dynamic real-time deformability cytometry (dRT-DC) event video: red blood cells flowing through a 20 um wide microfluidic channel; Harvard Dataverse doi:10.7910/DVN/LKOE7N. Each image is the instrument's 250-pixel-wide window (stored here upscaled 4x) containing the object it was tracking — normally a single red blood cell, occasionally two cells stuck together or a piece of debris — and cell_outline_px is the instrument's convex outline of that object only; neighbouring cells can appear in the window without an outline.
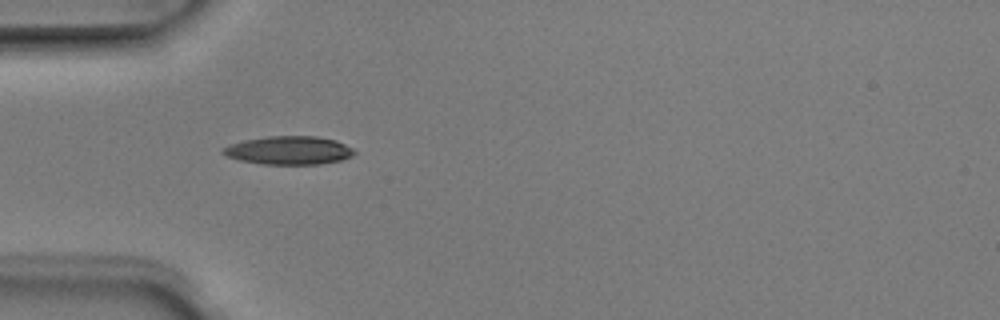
{"species": "Egyptian fruit bat (a non-hibernating species)", "species_latin": "Rousettus aegyptiacus", "temperature_condition": "room temperature", "stored_images_in_passage": 4, "camera_frame_rate_fps": 3000, "um_per_image_px": 0.085, "animal": {"sex": "male"}, "frame": {"image": 1, "passage_image": 3, "time_ms": 0.667, "image_size_px": [1000, 320], "cell_outline_px": [[356, 152], [352, 156], [340, 160], [320, 164], [264, 164], [240, 160], [228, 156], [220, 152], [224, 148], [232, 144], [244, 140], [268, 136], [316, 136], [336, 140], [352, 148]], "centroid_in_image_um": [24.58, 12.77], "position_along_channel_um": 60.4, "area_um2": 21.5}}
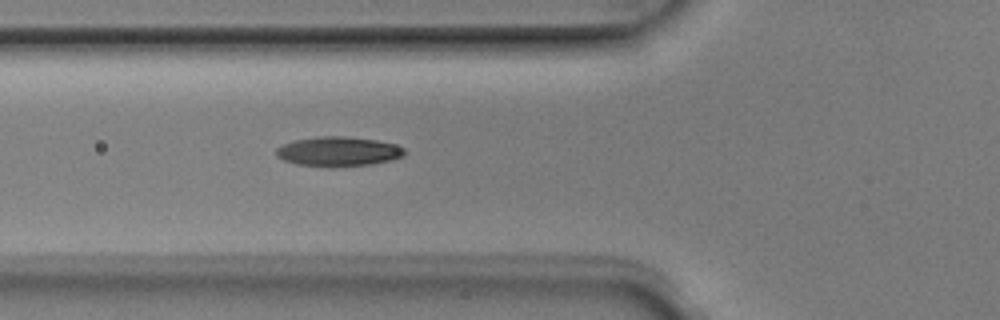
{"frame": {"image": 2, "passage_image": 4, "time_ms": 1.0, "image_size_px": [1000, 320], "cell_outline_px": [[404, 156], [372, 164], [332, 168], [296, 164], [284, 160], [276, 156], [276, 148], [280, 144], [292, 140], [316, 136], [344, 136], [376, 140], [396, 144], [404, 148]], "centroid_in_image_um": [28.7, 12.88], "position_along_channel_um": 97.1, "area_um2": 22.48}}